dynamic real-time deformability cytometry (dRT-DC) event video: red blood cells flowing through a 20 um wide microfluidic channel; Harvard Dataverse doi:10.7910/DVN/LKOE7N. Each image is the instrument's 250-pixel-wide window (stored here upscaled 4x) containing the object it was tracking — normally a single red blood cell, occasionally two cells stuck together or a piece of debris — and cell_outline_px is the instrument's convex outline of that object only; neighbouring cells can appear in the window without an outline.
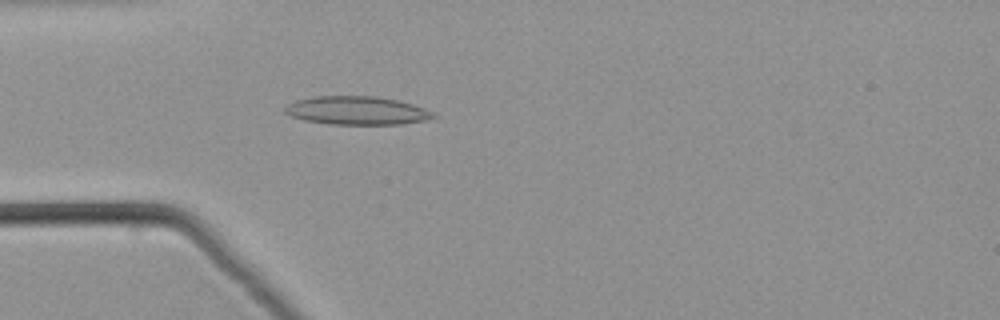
{"species": "common noctule bat (a hibernating species)", "species_latin": "Nyctalus noctula", "temperature_condition": "warm", "stored_images_in_passage": 40, "camera_frame_rate_fps": 3000, "um_per_image_px": 0.085, "animal": {"sex": "male", "body_mass_g": 21.5, "forearm_length_mm": 52.0}, "frame": {"image": 1, "passage_image": 5, "time_ms": 1.333, "image_size_px": [1000, 320], "cell_outline_px": [[436, 116], [424, 120], [400, 124], [328, 124], [304, 120], [292, 116], [284, 112], [284, 108], [288, 104], [296, 100], [316, 96], [376, 96], [396, 100], [412, 104], [424, 108], [432, 112]], "centroid_in_image_um": [30.29, 9.39], "position_along_channel_um": 54.7, "area_um2": 24.33}}
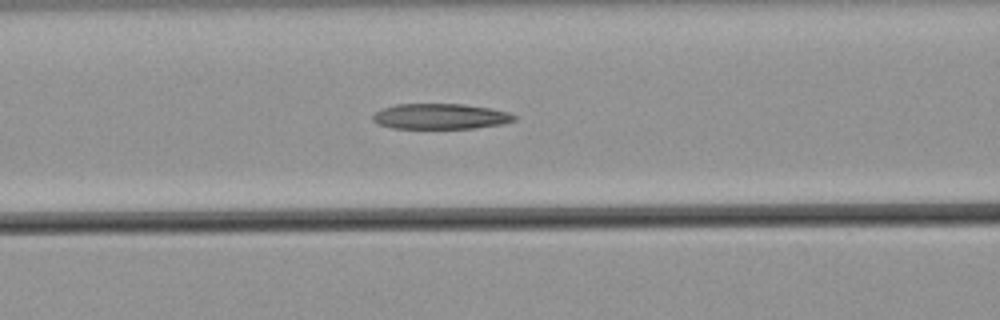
{"frame": {"image": 2, "passage_image": 11, "time_ms": 3.333, "image_size_px": [1000, 320], "cell_outline_px": [[520, 116], [516, 120], [504, 124], [476, 128], [392, 128], [376, 124], [372, 120], [372, 116], [380, 108], [396, 104], [464, 104], [492, 108], [508, 112]], "centroid_in_image_um": [37.46, 9.89], "position_along_channel_um": 129.1, "area_um2": 21.39}}
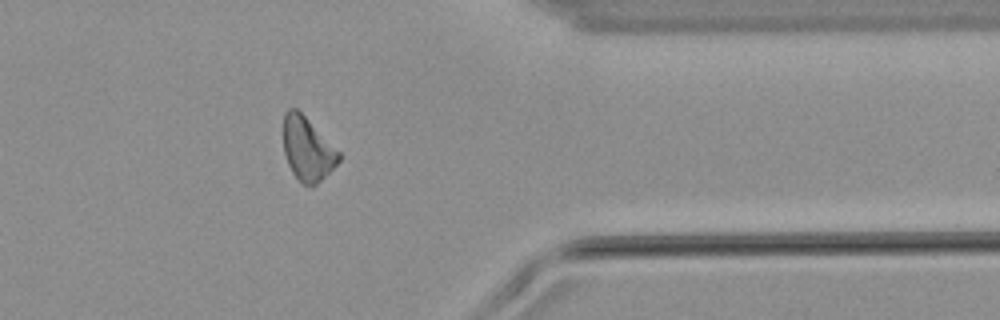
{"frame": {"image": 3, "passage_image": 31, "time_ms": 10.0, "image_size_px": [1000, 320], "cell_outline_px": [[340, 160], [312, 188], [300, 184], [292, 172], [288, 164], [284, 152], [284, 112], [288, 108], [296, 108], [340, 152]], "centroid_in_image_um": [26.11, 12.69], "position_along_channel_um": 385.3, "area_um2": 20.29}}